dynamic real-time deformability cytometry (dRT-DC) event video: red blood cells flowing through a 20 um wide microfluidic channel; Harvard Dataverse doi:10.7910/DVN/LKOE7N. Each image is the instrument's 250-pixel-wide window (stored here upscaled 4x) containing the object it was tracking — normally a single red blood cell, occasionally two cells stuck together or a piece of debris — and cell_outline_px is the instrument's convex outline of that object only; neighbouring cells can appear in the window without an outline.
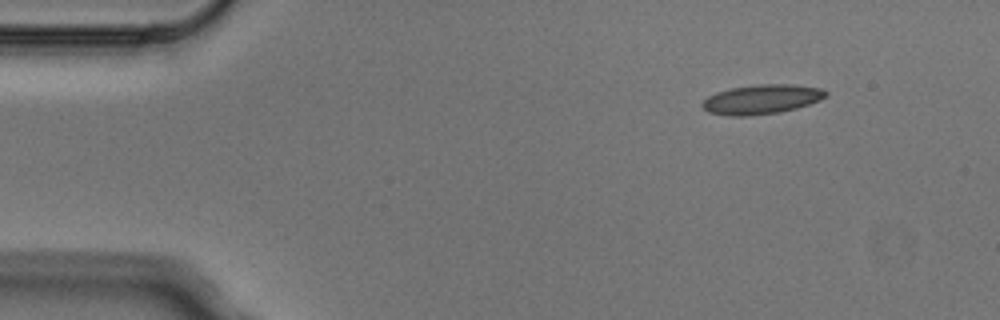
{"species": "Egyptian fruit bat (a non-hibernating species)", "species_latin": "Rousettus aegyptiacus", "temperature_condition": "cold", "stored_images_in_passage": 5, "segment_of_instrument_passage": [2, 2], "camera_frame_rate_fps": 3000, "um_per_image_px": 0.085, "animal": {"sex": "male"}, "frame": {"image": 1, "passage_image": 5, "time_ms": 1.333, "image_size_px": [1000, 320], "cell_outline_px": [[828, 92], [820, 100], [796, 108], [780, 112], [748, 116], [728, 116], [708, 112], [700, 104], [708, 96], [716, 92], [732, 88], [760, 84], [792, 84], [820, 88]], "centroid_in_image_um": [64.71, 8.45], "position_along_channel_um": 20.3, "area_um2": 21.1}}